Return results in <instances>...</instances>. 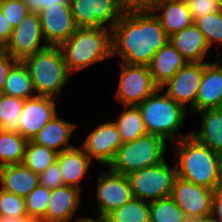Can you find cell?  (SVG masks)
Wrapping results in <instances>:
<instances>
[{
    "instance_id": "cell-1",
    "label": "cell",
    "mask_w": 222,
    "mask_h": 222,
    "mask_svg": "<svg viewBox=\"0 0 222 222\" xmlns=\"http://www.w3.org/2000/svg\"><path fill=\"white\" fill-rule=\"evenodd\" d=\"M168 41L150 9L127 10L112 28V57L119 56L126 64L148 66Z\"/></svg>"
},
{
    "instance_id": "cell-2",
    "label": "cell",
    "mask_w": 222,
    "mask_h": 222,
    "mask_svg": "<svg viewBox=\"0 0 222 222\" xmlns=\"http://www.w3.org/2000/svg\"><path fill=\"white\" fill-rule=\"evenodd\" d=\"M172 146L173 163L179 178L214 191L218 189L219 154L190 135L177 140Z\"/></svg>"
},
{
    "instance_id": "cell-3",
    "label": "cell",
    "mask_w": 222,
    "mask_h": 222,
    "mask_svg": "<svg viewBox=\"0 0 222 222\" xmlns=\"http://www.w3.org/2000/svg\"><path fill=\"white\" fill-rule=\"evenodd\" d=\"M70 73H76L95 63L112 58V29L77 28L60 46Z\"/></svg>"
},
{
    "instance_id": "cell-4",
    "label": "cell",
    "mask_w": 222,
    "mask_h": 222,
    "mask_svg": "<svg viewBox=\"0 0 222 222\" xmlns=\"http://www.w3.org/2000/svg\"><path fill=\"white\" fill-rule=\"evenodd\" d=\"M161 91V88H158L141 102L138 108L147 134H155L166 140L169 139L173 144L190 135V132L184 134L179 132L184 125L187 111L165 92L161 95Z\"/></svg>"
},
{
    "instance_id": "cell-5",
    "label": "cell",
    "mask_w": 222,
    "mask_h": 222,
    "mask_svg": "<svg viewBox=\"0 0 222 222\" xmlns=\"http://www.w3.org/2000/svg\"><path fill=\"white\" fill-rule=\"evenodd\" d=\"M26 65L37 95L57 98L71 76L59 46L45 49L26 57Z\"/></svg>"
},
{
    "instance_id": "cell-6",
    "label": "cell",
    "mask_w": 222,
    "mask_h": 222,
    "mask_svg": "<svg viewBox=\"0 0 222 222\" xmlns=\"http://www.w3.org/2000/svg\"><path fill=\"white\" fill-rule=\"evenodd\" d=\"M166 139L155 134H146L132 142L122 144L109 164L108 169L123 175L150 167L166 160Z\"/></svg>"
},
{
    "instance_id": "cell-7",
    "label": "cell",
    "mask_w": 222,
    "mask_h": 222,
    "mask_svg": "<svg viewBox=\"0 0 222 222\" xmlns=\"http://www.w3.org/2000/svg\"><path fill=\"white\" fill-rule=\"evenodd\" d=\"M133 198L147 202L171 196L177 177L176 165L168 166L166 160L161 163L133 171L126 175Z\"/></svg>"
},
{
    "instance_id": "cell-8",
    "label": "cell",
    "mask_w": 222,
    "mask_h": 222,
    "mask_svg": "<svg viewBox=\"0 0 222 222\" xmlns=\"http://www.w3.org/2000/svg\"><path fill=\"white\" fill-rule=\"evenodd\" d=\"M159 87L145 65H130L121 61L120 78L114 97L123 106H138Z\"/></svg>"
},
{
    "instance_id": "cell-9",
    "label": "cell",
    "mask_w": 222,
    "mask_h": 222,
    "mask_svg": "<svg viewBox=\"0 0 222 222\" xmlns=\"http://www.w3.org/2000/svg\"><path fill=\"white\" fill-rule=\"evenodd\" d=\"M214 190L175 178L171 197L190 222H207L212 214Z\"/></svg>"
},
{
    "instance_id": "cell-10",
    "label": "cell",
    "mask_w": 222,
    "mask_h": 222,
    "mask_svg": "<svg viewBox=\"0 0 222 222\" xmlns=\"http://www.w3.org/2000/svg\"><path fill=\"white\" fill-rule=\"evenodd\" d=\"M70 6L78 28L112 29L126 11L119 0H70Z\"/></svg>"
},
{
    "instance_id": "cell-11",
    "label": "cell",
    "mask_w": 222,
    "mask_h": 222,
    "mask_svg": "<svg viewBox=\"0 0 222 222\" xmlns=\"http://www.w3.org/2000/svg\"><path fill=\"white\" fill-rule=\"evenodd\" d=\"M204 71V62H187L160 88L175 102L196 114V98Z\"/></svg>"
},
{
    "instance_id": "cell-12",
    "label": "cell",
    "mask_w": 222,
    "mask_h": 222,
    "mask_svg": "<svg viewBox=\"0 0 222 222\" xmlns=\"http://www.w3.org/2000/svg\"><path fill=\"white\" fill-rule=\"evenodd\" d=\"M43 40L38 12H30L13 28L11 39L3 49L15 60L23 61L48 47L42 44Z\"/></svg>"
},
{
    "instance_id": "cell-13",
    "label": "cell",
    "mask_w": 222,
    "mask_h": 222,
    "mask_svg": "<svg viewBox=\"0 0 222 222\" xmlns=\"http://www.w3.org/2000/svg\"><path fill=\"white\" fill-rule=\"evenodd\" d=\"M96 199L98 209L95 208L97 217L104 219L115 209L122 207L132 198V191L126 175L116 173L109 169L97 178Z\"/></svg>"
},
{
    "instance_id": "cell-14",
    "label": "cell",
    "mask_w": 222,
    "mask_h": 222,
    "mask_svg": "<svg viewBox=\"0 0 222 222\" xmlns=\"http://www.w3.org/2000/svg\"><path fill=\"white\" fill-rule=\"evenodd\" d=\"M41 31L48 46H60L77 30L70 4H53L38 12Z\"/></svg>"
},
{
    "instance_id": "cell-15",
    "label": "cell",
    "mask_w": 222,
    "mask_h": 222,
    "mask_svg": "<svg viewBox=\"0 0 222 222\" xmlns=\"http://www.w3.org/2000/svg\"><path fill=\"white\" fill-rule=\"evenodd\" d=\"M122 144L117 126L108 120L94 128L80 146L91 161H98L108 167Z\"/></svg>"
},
{
    "instance_id": "cell-16",
    "label": "cell",
    "mask_w": 222,
    "mask_h": 222,
    "mask_svg": "<svg viewBox=\"0 0 222 222\" xmlns=\"http://www.w3.org/2000/svg\"><path fill=\"white\" fill-rule=\"evenodd\" d=\"M56 98L40 96L25 99L19 116V134L27 141L33 140L37 133L57 114Z\"/></svg>"
},
{
    "instance_id": "cell-17",
    "label": "cell",
    "mask_w": 222,
    "mask_h": 222,
    "mask_svg": "<svg viewBox=\"0 0 222 222\" xmlns=\"http://www.w3.org/2000/svg\"><path fill=\"white\" fill-rule=\"evenodd\" d=\"M215 62H204V71L197 91L196 112L222 108V63L219 55Z\"/></svg>"
},
{
    "instance_id": "cell-18",
    "label": "cell",
    "mask_w": 222,
    "mask_h": 222,
    "mask_svg": "<svg viewBox=\"0 0 222 222\" xmlns=\"http://www.w3.org/2000/svg\"><path fill=\"white\" fill-rule=\"evenodd\" d=\"M150 10L168 37L194 24L186 0H154Z\"/></svg>"
},
{
    "instance_id": "cell-19",
    "label": "cell",
    "mask_w": 222,
    "mask_h": 222,
    "mask_svg": "<svg viewBox=\"0 0 222 222\" xmlns=\"http://www.w3.org/2000/svg\"><path fill=\"white\" fill-rule=\"evenodd\" d=\"M81 191L68 185L51 190L44 222H71L81 203Z\"/></svg>"
},
{
    "instance_id": "cell-20",
    "label": "cell",
    "mask_w": 222,
    "mask_h": 222,
    "mask_svg": "<svg viewBox=\"0 0 222 222\" xmlns=\"http://www.w3.org/2000/svg\"><path fill=\"white\" fill-rule=\"evenodd\" d=\"M64 185L73 186L81 189V181L89 172L92 164L88 155L81 146H74L70 149L61 151L57 155Z\"/></svg>"
},
{
    "instance_id": "cell-21",
    "label": "cell",
    "mask_w": 222,
    "mask_h": 222,
    "mask_svg": "<svg viewBox=\"0 0 222 222\" xmlns=\"http://www.w3.org/2000/svg\"><path fill=\"white\" fill-rule=\"evenodd\" d=\"M39 185V174L22 164L0 167V188L25 198Z\"/></svg>"
},
{
    "instance_id": "cell-22",
    "label": "cell",
    "mask_w": 222,
    "mask_h": 222,
    "mask_svg": "<svg viewBox=\"0 0 222 222\" xmlns=\"http://www.w3.org/2000/svg\"><path fill=\"white\" fill-rule=\"evenodd\" d=\"M169 41L187 62H204L210 52L202 32L195 24L170 36Z\"/></svg>"
},
{
    "instance_id": "cell-23",
    "label": "cell",
    "mask_w": 222,
    "mask_h": 222,
    "mask_svg": "<svg viewBox=\"0 0 222 222\" xmlns=\"http://www.w3.org/2000/svg\"><path fill=\"white\" fill-rule=\"evenodd\" d=\"M186 63L187 61L168 41L154 54L148 67L155 84L160 88Z\"/></svg>"
},
{
    "instance_id": "cell-24",
    "label": "cell",
    "mask_w": 222,
    "mask_h": 222,
    "mask_svg": "<svg viewBox=\"0 0 222 222\" xmlns=\"http://www.w3.org/2000/svg\"><path fill=\"white\" fill-rule=\"evenodd\" d=\"M75 127V124L59 118L57 113L32 141L60 153L74 147V145L69 144V141L76 129Z\"/></svg>"
},
{
    "instance_id": "cell-25",
    "label": "cell",
    "mask_w": 222,
    "mask_h": 222,
    "mask_svg": "<svg viewBox=\"0 0 222 222\" xmlns=\"http://www.w3.org/2000/svg\"><path fill=\"white\" fill-rule=\"evenodd\" d=\"M198 113L202 116L200 129L190 132V136L215 153L222 154V108L205 109Z\"/></svg>"
},
{
    "instance_id": "cell-26",
    "label": "cell",
    "mask_w": 222,
    "mask_h": 222,
    "mask_svg": "<svg viewBox=\"0 0 222 222\" xmlns=\"http://www.w3.org/2000/svg\"><path fill=\"white\" fill-rule=\"evenodd\" d=\"M2 93L21 99L37 96L30 73L23 61H17L11 67Z\"/></svg>"
},
{
    "instance_id": "cell-27",
    "label": "cell",
    "mask_w": 222,
    "mask_h": 222,
    "mask_svg": "<svg viewBox=\"0 0 222 222\" xmlns=\"http://www.w3.org/2000/svg\"><path fill=\"white\" fill-rule=\"evenodd\" d=\"M125 109L116 121L122 143L132 142L138 137L146 135V129L138 106H123Z\"/></svg>"
},
{
    "instance_id": "cell-28",
    "label": "cell",
    "mask_w": 222,
    "mask_h": 222,
    "mask_svg": "<svg viewBox=\"0 0 222 222\" xmlns=\"http://www.w3.org/2000/svg\"><path fill=\"white\" fill-rule=\"evenodd\" d=\"M27 140L19 133L0 130V167L22 164Z\"/></svg>"
},
{
    "instance_id": "cell-29",
    "label": "cell",
    "mask_w": 222,
    "mask_h": 222,
    "mask_svg": "<svg viewBox=\"0 0 222 222\" xmlns=\"http://www.w3.org/2000/svg\"><path fill=\"white\" fill-rule=\"evenodd\" d=\"M149 202L132 198L122 207L115 209L104 219L106 222H150Z\"/></svg>"
},
{
    "instance_id": "cell-30",
    "label": "cell",
    "mask_w": 222,
    "mask_h": 222,
    "mask_svg": "<svg viewBox=\"0 0 222 222\" xmlns=\"http://www.w3.org/2000/svg\"><path fill=\"white\" fill-rule=\"evenodd\" d=\"M57 155L58 152L53 149L29 140L25 147L23 164L34 173L40 174L57 160Z\"/></svg>"
},
{
    "instance_id": "cell-31",
    "label": "cell",
    "mask_w": 222,
    "mask_h": 222,
    "mask_svg": "<svg viewBox=\"0 0 222 222\" xmlns=\"http://www.w3.org/2000/svg\"><path fill=\"white\" fill-rule=\"evenodd\" d=\"M25 99L1 94L0 97V130L19 133V116Z\"/></svg>"
},
{
    "instance_id": "cell-32",
    "label": "cell",
    "mask_w": 222,
    "mask_h": 222,
    "mask_svg": "<svg viewBox=\"0 0 222 222\" xmlns=\"http://www.w3.org/2000/svg\"><path fill=\"white\" fill-rule=\"evenodd\" d=\"M150 222H190L171 196L149 202Z\"/></svg>"
},
{
    "instance_id": "cell-33",
    "label": "cell",
    "mask_w": 222,
    "mask_h": 222,
    "mask_svg": "<svg viewBox=\"0 0 222 222\" xmlns=\"http://www.w3.org/2000/svg\"><path fill=\"white\" fill-rule=\"evenodd\" d=\"M194 24L202 32L210 49L215 42L222 43V10L198 18Z\"/></svg>"
},
{
    "instance_id": "cell-34",
    "label": "cell",
    "mask_w": 222,
    "mask_h": 222,
    "mask_svg": "<svg viewBox=\"0 0 222 222\" xmlns=\"http://www.w3.org/2000/svg\"><path fill=\"white\" fill-rule=\"evenodd\" d=\"M50 195V189L41 185L35 187L25 197L27 215L33 217L37 222H44V215L47 211Z\"/></svg>"
},
{
    "instance_id": "cell-35",
    "label": "cell",
    "mask_w": 222,
    "mask_h": 222,
    "mask_svg": "<svg viewBox=\"0 0 222 222\" xmlns=\"http://www.w3.org/2000/svg\"><path fill=\"white\" fill-rule=\"evenodd\" d=\"M27 215L25 198L0 188V216Z\"/></svg>"
},
{
    "instance_id": "cell-36",
    "label": "cell",
    "mask_w": 222,
    "mask_h": 222,
    "mask_svg": "<svg viewBox=\"0 0 222 222\" xmlns=\"http://www.w3.org/2000/svg\"><path fill=\"white\" fill-rule=\"evenodd\" d=\"M0 9L12 28L31 12L25 0H0Z\"/></svg>"
},
{
    "instance_id": "cell-37",
    "label": "cell",
    "mask_w": 222,
    "mask_h": 222,
    "mask_svg": "<svg viewBox=\"0 0 222 222\" xmlns=\"http://www.w3.org/2000/svg\"><path fill=\"white\" fill-rule=\"evenodd\" d=\"M39 185L50 190L64 185L60 166L57 161L48 166L45 171L39 174Z\"/></svg>"
},
{
    "instance_id": "cell-38",
    "label": "cell",
    "mask_w": 222,
    "mask_h": 222,
    "mask_svg": "<svg viewBox=\"0 0 222 222\" xmlns=\"http://www.w3.org/2000/svg\"><path fill=\"white\" fill-rule=\"evenodd\" d=\"M193 21L220 10L216 0H186Z\"/></svg>"
},
{
    "instance_id": "cell-39",
    "label": "cell",
    "mask_w": 222,
    "mask_h": 222,
    "mask_svg": "<svg viewBox=\"0 0 222 222\" xmlns=\"http://www.w3.org/2000/svg\"><path fill=\"white\" fill-rule=\"evenodd\" d=\"M17 62L4 49L0 51V92H3L4 85L11 67Z\"/></svg>"
},
{
    "instance_id": "cell-40",
    "label": "cell",
    "mask_w": 222,
    "mask_h": 222,
    "mask_svg": "<svg viewBox=\"0 0 222 222\" xmlns=\"http://www.w3.org/2000/svg\"><path fill=\"white\" fill-rule=\"evenodd\" d=\"M210 222H222V189L214 191Z\"/></svg>"
},
{
    "instance_id": "cell-41",
    "label": "cell",
    "mask_w": 222,
    "mask_h": 222,
    "mask_svg": "<svg viewBox=\"0 0 222 222\" xmlns=\"http://www.w3.org/2000/svg\"><path fill=\"white\" fill-rule=\"evenodd\" d=\"M13 28L0 9V46L4 48L10 41Z\"/></svg>"
},
{
    "instance_id": "cell-42",
    "label": "cell",
    "mask_w": 222,
    "mask_h": 222,
    "mask_svg": "<svg viewBox=\"0 0 222 222\" xmlns=\"http://www.w3.org/2000/svg\"><path fill=\"white\" fill-rule=\"evenodd\" d=\"M31 12H39L53 4H70V0H25Z\"/></svg>"
},
{
    "instance_id": "cell-43",
    "label": "cell",
    "mask_w": 222,
    "mask_h": 222,
    "mask_svg": "<svg viewBox=\"0 0 222 222\" xmlns=\"http://www.w3.org/2000/svg\"><path fill=\"white\" fill-rule=\"evenodd\" d=\"M121 6L127 10L150 9L154 0H119Z\"/></svg>"
},
{
    "instance_id": "cell-44",
    "label": "cell",
    "mask_w": 222,
    "mask_h": 222,
    "mask_svg": "<svg viewBox=\"0 0 222 222\" xmlns=\"http://www.w3.org/2000/svg\"><path fill=\"white\" fill-rule=\"evenodd\" d=\"M0 222H37L30 215H21V216H0Z\"/></svg>"
},
{
    "instance_id": "cell-45",
    "label": "cell",
    "mask_w": 222,
    "mask_h": 222,
    "mask_svg": "<svg viewBox=\"0 0 222 222\" xmlns=\"http://www.w3.org/2000/svg\"><path fill=\"white\" fill-rule=\"evenodd\" d=\"M75 222H106L105 219H101V218H92V217H80V216H75L74 218Z\"/></svg>"
},
{
    "instance_id": "cell-46",
    "label": "cell",
    "mask_w": 222,
    "mask_h": 222,
    "mask_svg": "<svg viewBox=\"0 0 222 222\" xmlns=\"http://www.w3.org/2000/svg\"><path fill=\"white\" fill-rule=\"evenodd\" d=\"M218 189H222V154L219 155L218 160Z\"/></svg>"
},
{
    "instance_id": "cell-47",
    "label": "cell",
    "mask_w": 222,
    "mask_h": 222,
    "mask_svg": "<svg viewBox=\"0 0 222 222\" xmlns=\"http://www.w3.org/2000/svg\"><path fill=\"white\" fill-rule=\"evenodd\" d=\"M220 10H222V0H216Z\"/></svg>"
}]
</instances>
